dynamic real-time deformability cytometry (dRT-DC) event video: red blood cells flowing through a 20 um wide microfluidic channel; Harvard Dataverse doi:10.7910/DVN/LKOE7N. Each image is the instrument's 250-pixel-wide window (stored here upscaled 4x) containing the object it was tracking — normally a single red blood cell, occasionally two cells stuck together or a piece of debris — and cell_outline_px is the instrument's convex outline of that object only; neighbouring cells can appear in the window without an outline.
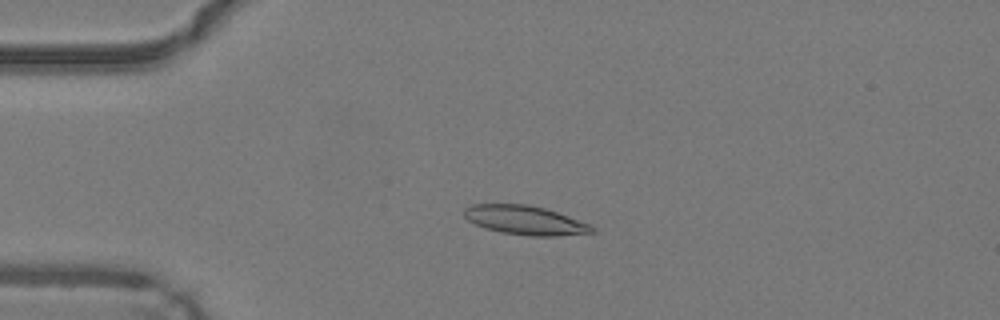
{"species": "common noctule bat (a hibernating species)", "species_latin": "Nyctalus noctula", "temperature_condition": "warm", "stored_images_in_passage": 48, "camera_frame_rate_fps": 3000, "um_per_image_px": 0.085, "animal": {"sex": "male", "body_mass_g": 19.2, "forearm_length_mm": 51.8}, "frame": {"image": 1, "passage_image": 12, "time_ms": 3.667, "image_size_px": [1000, 320], "cell_outline_px": [[596, 232], [556, 236], [532, 236], [500, 232], [484, 228], [468, 220], [464, 216], [464, 208], [472, 204], [528, 204], [544, 208], [556, 212], [588, 224], [596, 228]], "centroid_in_image_um": [44.6, 18.72], "position_along_channel_um": 40.4, "area_um2": 21.5}}
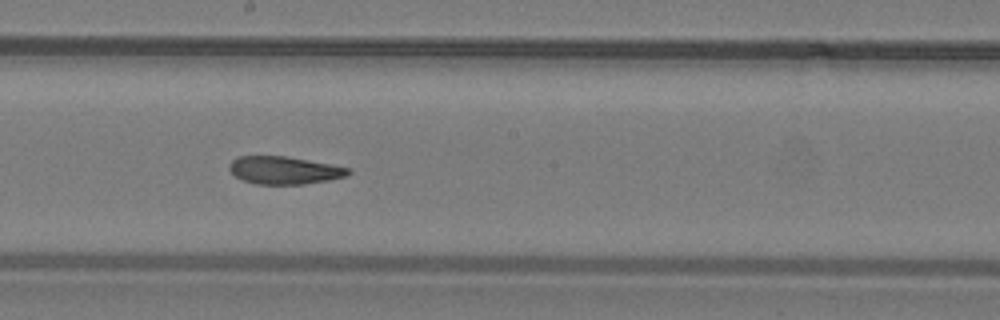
{"frame": {"image": 2, "passage_image": 27, "time_ms": 8.667, "image_size_px": [1000, 320], "cell_outline_px": [[352, 172], [348, 176], [328, 180], [304, 184], [256, 184], [244, 180], [236, 176], [228, 168], [228, 164], [232, 160], [240, 156], [284, 156], [352, 168]], "centroid_in_image_um": [24.19, 14.47], "position_along_channel_um": 224.0, "area_um2": 19.13}}
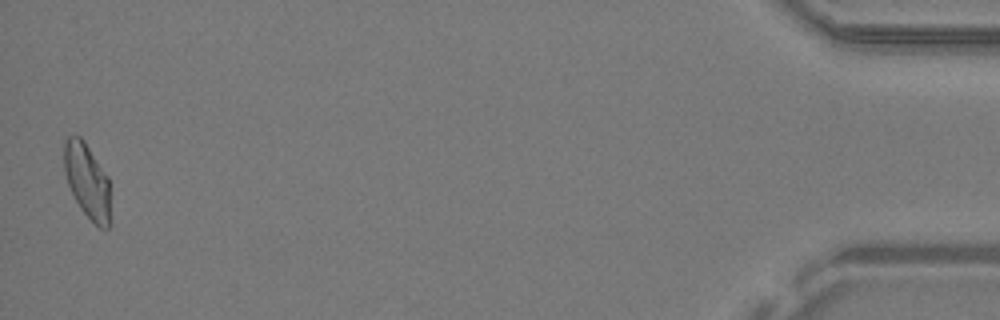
{"frame": {"image": 3, "passage_image": 48, "time_ms": 15.667, "image_size_px": [1000, 320], "cell_outline_px": [[108, 228], [100, 228], [80, 208], [68, 184], [64, 172], [64, 140], [68, 136], [80, 136], [84, 140], [108, 176]], "centroid_in_image_um": [7.37, 15.3], "position_along_channel_um": 427.8, "area_um2": 19.65}, "authors_computed_cell_mechanics": {"area_um2": 20.5768, "velocity_mm_per_s": 4.2565, "shape_relaxation_time_tau1_ms": 9.2877, "shape_relaxation_time_tau2_ms": 2.5905, "deformation_change_tau1": 0.2463, "deformation_change_tau2": 0.1086}}